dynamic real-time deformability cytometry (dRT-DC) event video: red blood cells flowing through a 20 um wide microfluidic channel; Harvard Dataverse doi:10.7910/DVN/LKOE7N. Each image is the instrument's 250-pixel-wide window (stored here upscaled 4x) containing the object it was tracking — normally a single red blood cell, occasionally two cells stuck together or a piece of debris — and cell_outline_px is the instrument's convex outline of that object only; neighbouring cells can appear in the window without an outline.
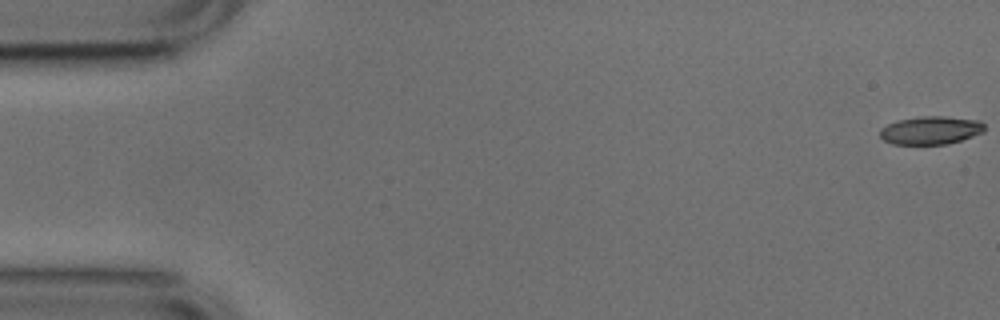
{"species": "common noctule bat (a hibernating species)", "species_latin": "Nyctalus noctula", "temperature_condition": "cold", "stored_images_in_passage": 53, "camera_frame_rate_fps": 3000, "um_per_image_px": 0.085, "animal": {"sex": "male", "body_mass_g": 17.9, "forearm_length_mm": 54.2}, "frame": {"image": 1, "passage_image": 1, "time_ms": 0.0, "image_size_px": [1000, 320], "cell_outline_px": [[984, 132], [948, 144], [892, 144], [884, 140], [880, 136], [880, 128], [896, 120], [920, 116], [944, 116], [980, 120], [984, 124]], "centroid_in_image_um": [79.1, 11.06], "position_along_channel_um": 5.9, "area_um2": 17.22}}
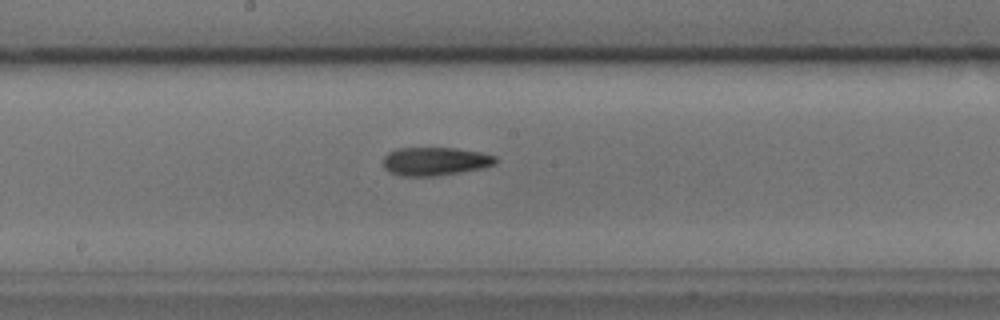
{"frame": {"image": 2, "passage_image": 28, "time_ms": 9.0, "image_size_px": [1000, 320], "cell_outline_px": [[496, 164], [484, 168], [436, 176], [400, 176], [388, 172], [384, 168], [384, 156], [388, 152], [396, 148], [456, 148], [480, 152], [496, 156]], "centroid_in_image_um": [36.97, 13.71], "position_along_channel_um": 211.2, "area_um2": 18.73}}
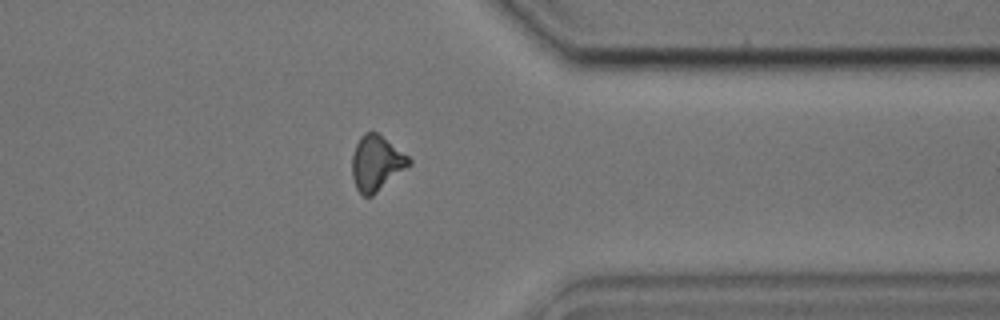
{"frame": {"image": 3, "passage_image": 42, "time_ms": 13.667, "image_size_px": [1000, 320], "cell_outline_px": [[412, 164], [372, 196], [364, 196], [356, 188], [352, 176], [352, 156], [356, 144], [360, 136], [364, 132], [376, 132], [408, 156], [412, 160]], "centroid_in_image_um": [31.99, 13.87], "position_along_channel_um": 379.4, "area_um2": 18.15}, "authors_computed_cell_mechanics": {"area_um2": 18.0336, "velocity_mm_per_s": 3.7874, "shape_relaxation_time_tau1_ms": 11.0734, "shape_relaxation_time_tau2_ms": 4.1777, "deformation_change_tau1": 0.2469, "deformation_change_tau2": 0.1299}}